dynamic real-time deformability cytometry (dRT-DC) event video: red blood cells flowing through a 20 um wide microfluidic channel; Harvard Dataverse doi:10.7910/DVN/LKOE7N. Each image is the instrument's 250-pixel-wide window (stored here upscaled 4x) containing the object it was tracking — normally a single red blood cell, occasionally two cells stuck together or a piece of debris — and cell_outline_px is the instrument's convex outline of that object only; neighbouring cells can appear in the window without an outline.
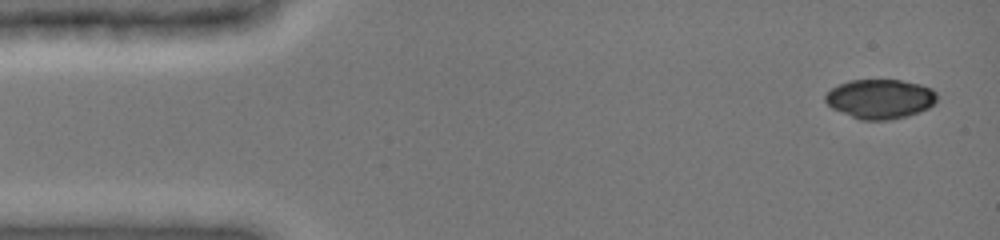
{"species": "common noctule bat (a hibernating species)", "species_latin": "Nyctalus noctula", "temperature_condition": "cold", "stored_images_in_passage": 5, "camera_frame_rate_fps": 3000, "um_per_image_px": 0.085, "animal": {"sex": "female", "body_mass_g": 19.0, "forearm_length_mm": 51.5}, "frame": {"image": 1, "passage_image": 1, "time_ms": 0.0, "image_size_px": [1000, 240], "cell_outline_px": [[936, 100], [928, 108], [920, 112], [908, 116], [888, 120], [860, 120], [832, 108], [824, 100], [824, 96], [832, 88], [848, 80], [900, 80], [920, 84], [932, 88], [936, 92]], "centroid_in_image_um": [74.81, 8.41], "position_along_channel_um": 10.2, "area_um2": 25.66}}
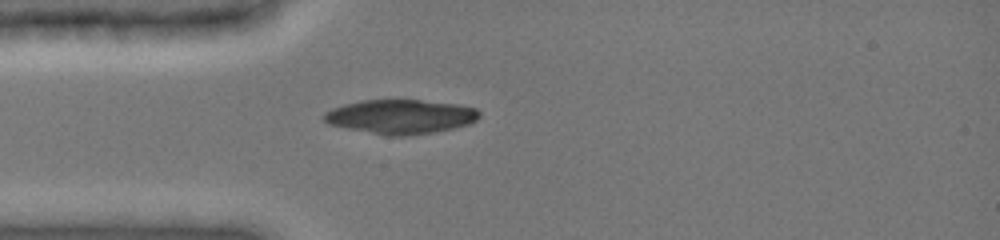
{"frame": {"image": 2, "passage_image": 5, "time_ms": 3.667, "image_size_px": [1000, 240], "cell_outline_px": [[480, 116], [476, 120], [468, 124], [452, 128], [432, 132], [404, 136], [388, 136], [328, 124], [320, 116], [324, 112], [332, 108], [344, 104], [360, 100], [420, 100], [460, 104], [476, 108], [480, 112]], "centroid_in_image_um": [34.03, 9.9], "position_along_channel_um": 51.0, "area_um2": 31.04}}